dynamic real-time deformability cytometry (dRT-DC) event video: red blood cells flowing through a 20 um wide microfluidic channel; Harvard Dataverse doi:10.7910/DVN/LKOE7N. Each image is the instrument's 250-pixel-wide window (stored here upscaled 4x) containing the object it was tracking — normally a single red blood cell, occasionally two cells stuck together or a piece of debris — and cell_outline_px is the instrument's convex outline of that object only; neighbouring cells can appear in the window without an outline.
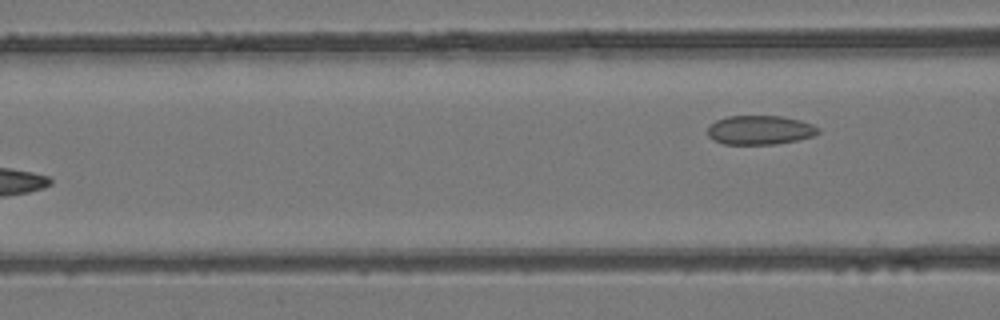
{"species": "common noctule bat (a hibernating species)", "species_latin": "Nyctalus noctula", "temperature_condition": "room temperature", "stored_images_in_passage": 5, "camera_frame_rate_fps": 3000, "um_per_image_px": 0.085, "animal": {"sex": "female", "body_mass_g": 24.6, "forearm_length_mm": 56.2}, "frame": {"image": 1, "passage_image": 5, "time_ms": 1.333, "image_size_px": [1000, 320], "cell_outline_px": [[820, 132], [812, 136], [796, 140], [776, 144], [724, 144], [712, 140], [708, 136], [708, 124], [716, 120], [728, 116], [780, 116], [800, 120], [812, 124], [820, 128]], "centroid_in_image_um": [64.56, 11.05], "position_along_channel_um": 102.0, "area_um2": 18.84}}